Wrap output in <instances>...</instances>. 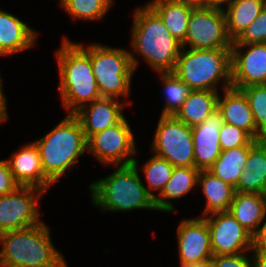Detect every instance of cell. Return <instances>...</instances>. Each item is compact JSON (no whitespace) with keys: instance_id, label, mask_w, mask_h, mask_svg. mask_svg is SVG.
Masks as SVG:
<instances>
[{"instance_id":"cell-17","label":"cell","mask_w":266,"mask_h":267,"mask_svg":"<svg viewBox=\"0 0 266 267\" xmlns=\"http://www.w3.org/2000/svg\"><path fill=\"white\" fill-rule=\"evenodd\" d=\"M7 161L15 181L20 186L37 187L46 192L54 183L44 174L40 152L32 142L14 151Z\"/></svg>"},{"instance_id":"cell-14","label":"cell","mask_w":266,"mask_h":267,"mask_svg":"<svg viewBox=\"0 0 266 267\" xmlns=\"http://www.w3.org/2000/svg\"><path fill=\"white\" fill-rule=\"evenodd\" d=\"M177 238L180 266L213 257L210 231L203 217L182 220Z\"/></svg>"},{"instance_id":"cell-16","label":"cell","mask_w":266,"mask_h":267,"mask_svg":"<svg viewBox=\"0 0 266 267\" xmlns=\"http://www.w3.org/2000/svg\"><path fill=\"white\" fill-rule=\"evenodd\" d=\"M222 124L221 113L216 110L204 122L191 127L195 167L200 171L208 170L222 152L219 143Z\"/></svg>"},{"instance_id":"cell-18","label":"cell","mask_w":266,"mask_h":267,"mask_svg":"<svg viewBox=\"0 0 266 267\" xmlns=\"http://www.w3.org/2000/svg\"><path fill=\"white\" fill-rule=\"evenodd\" d=\"M224 97L220 94L217 100V110L221 113L223 122L234 125L246 131L254 140L266 137L257 129L249 101L240 89L233 87L223 89Z\"/></svg>"},{"instance_id":"cell-28","label":"cell","mask_w":266,"mask_h":267,"mask_svg":"<svg viewBox=\"0 0 266 267\" xmlns=\"http://www.w3.org/2000/svg\"><path fill=\"white\" fill-rule=\"evenodd\" d=\"M159 74L160 80L164 84L163 94L166 98L161 115L174 116L193 89L173 72H159Z\"/></svg>"},{"instance_id":"cell-26","label":"cell","mask_w":266,"mask_h":267,"mask_svg":"<svg viewBox=\"0 0 266 267\" xmlns=\"http://www.w3.org/2000/svg\"><path fill=\"white\" fill-rule=\"evenodd\" d=\"M266 6V0H234L223 9L229 38L235 41L259 16Z\"/></svg>"},{"instance_id":"cell-31","label":"cell","mask_w":266,"mask_h":267,"mask_svg":"<svg viewBox=\"0 0 266 267\" xmlns=\"http://www.w3.org/2000/svg\"><path fill=\"white\" fill-rule=\"evenodd\" d=\"M246 95L257 129L266 137V84L241 89Z\"/></svg>"},{"instance_id":"cell-3","label":"cell","mask_w":266,"mask_h":267,"mask_svg":"<svg viewBox=\"0 0 266 267\" xmlns=\"http://www.w3.org/2000/svg\"><path fill=\"white\" fill-rule=\"evenodd\" d=\"M132 48L155 71L173 72L181 50L160 17L147 5L133 14Z\"/></svg>"},{"instance_id":"cell-8","label":"cell","mask_w":266,"mask_h":267,"mask_svg":"<svg viewBox=\"0 0 266 267\" xmlns=\"http://www.w3.org/2000/svg\"><path fill=\"white\" fill-rule=\"evenodd\" d=\"M152 152L174 167L195 166L192 129L174 116H160Z\"/></svg>"},{"instance_id":"cell-25","label":"cell","mask_w":266,"mask_h":267,"mask_svg":"<svg viewBox=\"0 0 266 267\" xmlns=\"http://www.w3.org/2000/svg\"><path fill=\"white\" fill-rule=\"evenodd\" d=\"M147 5L160 17L172 36L182 43L194 8L176 0H154Z\"/></svg>"},{"instance_id":"cell-15","label":"cell","mask_w":266,"mask_h":267,"mask_svg":"<svg viewBox=\"0 0 266 267\" xmlns=\"http://www.w3.org/2000/svg\"><path fill=\"white\" fill-rule=\"evenodd\" d=\"M127 103L115 98L101 97L84 105L73 115L79 120L87 140L94 134L119 123Z\"/></svg>"},{"instance_id":"cell-4","label":"cell","mask_w":266,"mask_h":267,"mask_svg":"<svg viewBox=\"0 0 266 267\" xmlns=\"http://www.w3.org/2000/svg\"><path fill=\"white\" fill-rule=\"evenodd\" d=\"M146 188L141 182L136 158L133 164L119 165L115 172L89 185L93 204L111 212L157 210Z\"/></svg>"},{"instance_id":"cell-20","label":"cell","mask_w":266,"mask_h":267,"mask_svg":"<svg viewBox=\"0 0 266 267\" xmlns=\"http://www.w3.org/2000/svg\"><path fill=\"white\" fill-rule=\"evenodd\" d=\"M235 191L266 195V138L250 148Z\"/></svg>"},{"instance_id":"cell-40","label":"cell","mask_w":266,"mask_h":267,"mask_svg":"<svg viewBox=\"0 0 266 267\" xmlns=\"http://www.w3.org/2000/svg\"><path fill=\"white\" fill-rule=\"evenodd\" d=\"M234 0H208V7L215 9H224L223 5H230ZM222 5V6H221ZM223 7V8H222Z\"/></svg>"},{"instance_id":"cell-10","label":"cell","mask_w":266,"mask_h":267,"mask_svg":"<svg viewBox=\"0 0 266 267\" xmlns=\"http://www.w3.org/2000/svg\"><path fill=\"white\" fill-rule=\"evenodd\" d=\"M126 119L124 117L119 123L92 135L87 140V152L103 165L116 167L133 164L135 158L130 155H134L137 151L136 142Z\"/></svg>"},{"instance_id":"cell-2","label":"cell","mask_w":266,"mask_h":267,"mask_svg":"<svg viewBox=\"0 0 266 267\" xmlns=\"http://www.w3.org/2000/svg\"><path fill=\"white\" fill-rule=\"evenodd\" d=\"M42 222L0 234V267H67Z\"/></svg>"},{"instance_id":"cell-27","label":"cell","mask_w":266,"mask_h":267,"mask_svg":"<svg viewBox=\"0 0 266 267\" xmlns=\"http://www.w3.org/2000/svg\"><path fill=\"white\" fill-rule=\"evenodd\" d=\"M252 146L253 145H246L222 150L219 157L208 171L235 188L240 174L244 170L248 152Z\"/></svg>"},{"instance_id":"cell-29","label":"cell","mask_w":266,"mask_h":267,"mask_svg":"<svg viewBox=\"0 0 266 267\" xmlns=\"http://www.w3.org/2000/svg\"><path fill=\"white\" fill-rule=\"evenodd\" d=\"M114 0H62L60 5L73 20H99L112 7Z\"/></svg>"},{"instance_id":"cell-1","label":"cell","mask_w":266,"mask_h":267,"mask_svg":"<svg viewBox=\"0 0 266 267\" xmlns=\"http://www.w3.org/2000/svg\"><path fill=\"white\" fill-rule=\"evenodd\" d=\"M56 51L59 71V93L68 114H74L84 105L101 98L90 63V45L62 39ZM88 102V103H87Z\"/></svg>"},{"instance_id":"cell-35","label":"cell","mask_w":266,"mask_h":267,"mask_svg":"<svg viewBox=\"0 0 266 267\" xmlns=\"http://www.w3.org/2000/svg\"><path fill=\"white\" fill-rule=\"evenodd\" d=\"M20 185L15 181L6 160H0V196L15 191Z\"/></svg>"},{"instance_id":"cell-34","label":"cell","mask_w":266,"mask_h":267,"mask_svg":"<svg viewBox=\"0 0 266 267\" xmlns=\"http://www.w3.org/2000/svg\"><path fill=\"white\" fill-rule=\"evenodd\" d=\"M245 253L213 256L214 267H253V260Z\"/></svg>"},{"instance_id":"cell-24","label":"cell","mask_w":266,"mask_h":267,"mask_svg":"<svg viewBox=\"0 0 266 267\" xmlns=\"http://www.w3.org/2000/svg\"><path fill=\"white\" fill-rule=\"evenodd\" d=\"M218 96V91L193 90L174 117L189 127L199 125L217 110Z\"/></svg>"},{"instance_id":"cell-22","label":"cell","mask_w":266,"mask_h":267,"mask_svg":"<svg viewBox=\"0 0 266 267\" xmlns=\"http://www.w3.org/2000/svg\"><path fill=\"white\" fill-rule=\"evenodd\" d=\"M200 170L193 167H174L170 180L161 193L154 198L158 211L174 212L176 209L169 199H180L198 184ZM169 202H168V201Z\"/></svg>"},{"instance_id":"cell-41","label":"cell","mask_w":266,"mask_h":267,"mask_svg":"<svg viewBox=\"0 0 266 267\" xmlns=\"http://www.w3.org/2000/svg\"><path fill=\"white\" fill-rule=\"evenodd\" d=\"M180 267H214L213 266V257L195 263H190L186 265H181Z\"/></svg>"},{"instance_id":"cell-21","label":"cell","mask_w":266,"mask_h":267,"mask_svg":"<svg viewBox=\"0 0 266 267\" xmlns=\"http://www.w3.org/2000/svg\"><path fill=\"white\" fill-rule=\"evenodd\" d=\"M228 212L253 236L266 217V195L235 192Z\"/></svg>"},{"instance_id":"cell-36","label":"cell","mask_w":266,"mask_h":267,"mask_svg":"<svg viewBox=\"0 0 266 267\" xmlns=\"http://www.w3.org/2000/svg\"><path fill=\"white\" fill-rule=\"evenodd\" d=\"M261 225L257 232L252 236V250L250 252L266 253V220Z\"/></svg>"},{"instance_id":"cell-9","label":"cell","mask_w":266,"mask_h":267,"mask_svg":"<svg viewBox=\"0 0 266 267\" xmlns=\"http://www.w3.org/2000/svg\"><path fill=\"white\" fill-rule=\"evenodd\" d=\"M233 41L226 29L223 9L194 8L181 47L190 49H231Z\"/></svg>"},{"instance_id":"cell-37","label":"cell","mask_w":266,"mask_h":267,"mask_svg":"<svg viewBox=\"0 0 266 267\" xmlns=\"http://www.w3.org/2000/svg\"><path fill=\"white\" fill-rule=\"evenodd\" d=\"M6 101L7 100L5 98V94L3 93L2 80L0 76V123L7 120L8 112L6 110Z\"/></svg>"},{"instance_id":"cell-32","label":"cell","mask_w":266,"mask_h":267,"mask_svg":"<svg viewBox=\"0 0 266 267\" xmlns=\"http://www.w3.org/2000/svg\"><path fill=\"white\" fill-rule=\"evenodd\" d=\"M256 142L246 131L234 125L223 122L220 128L219 143L222 150L254 145Z\"/></svg>"},{"instance_id":"cell-38","label":"cell","mask_w":266,"mask_h":267,"mask_svg":"<svg viewBox=\"0 0 266 267\" xmlns=\"http://www.w3.org/2000/svg\"><path fill=\"white\" fill-rule=\"evenodd\" d=\"M253 267H266V253L265 252H253Z\"/></svg>"},{"instance_id":"cell-39","label":"cell","mask_w":266,"mask_h":267,"mask_svg":"<svg viewBox=\"0 0 266 267\" xmlns=\"http://www.w3.org/2000/svg\"><path fill=\"white\" fill-rule=\"evenodd\" d=\"M183 2L193 8H207L208 0H176Z\"/></svg>"},{"instance_id":"cell-6","label":"cell","mask_w":266,"mask_h":267,"mask_svg":"<svg viewBox=\"0 0 266 267\" xmlns=\"http://www.w3.org/2000/svg\"><path fill=\"white\" fill-rule=\"evenodd\" d=\"M173 73L193 90L218 91L231 87V49H188L181 48Z\"/></svg>"},{"instance_id":"cell-19","label":"cell","mask_w":266,"mask_h":267,"mask_svg":"<svg viewBox=\"0 0 266 267\" xmlns=\"http://www.w3.org/2000/svg\"><path fill=\"white\" fill-rule=\"evenodd\" d=\"M37 33L18 17L0 9V56L12 55L35 45Z\"/></svg>"},{"instance_id":"cell-11","label":"cell","mask_w":266,"mask_h":267,"mask_svg":"<svg viewBox=\"0 0 266 267\" xmlns=\"http://www.w3.org/2000/svg\"><path fill=\"white\" fill-rule=\"evenodd\" d=\"M44 193L37 187L19 186L15 191L0 196V234L40 223L37 206Z\"/></svg>"},{"instance_id":"cell-33","label":"cell","mask_w":266,"mask_h":267,"mask_svg":"<svg viewBox=\"0 0 266 267\" xmlns=\"http://www.w3.org/2000/svg\"><path fill=\"white\" fill-rule=\"evenodd\" d=\"M266 43V6L232 44Z\"/></svg>"},{"instance_id":"cell-7","label":"cell","mask_w":266,"mask_h":267,"mask_svg":"<svg viewBox=\"0 0 266 267\" xmlns=\"http://www.w3.org/2000/svg\"><path fill=\"white\" fill-rule=\"evenodd\" d=\"M126 49L111 48L100 44L90 45V63L101 97H128L138 60Z\"/></svg>"},{"instance_id":"cell-13","label":"cell","mask_w":266,"mask_h":267,"mask_svg":"<svg viewBox=\"0 0 266 267\" xmlns=\"http://www.w3.org/2000/svg\"><path fill=\"white\" fill-rule=\"evenodd\" d=\"M231 78V87L240 90L266 84V43L232 44Z\"/></svg>"},{"instance_id":"cell-30","label":"cell","mask_w":266,"mask_h":267,"mask_svg":"<svg viewBox=\"0 0 266 267\" xmlns=\"http://www.w3.org/2000/svg\"><path fill=\"white\" fill-rule=\"evenodd\" d=\"M143 174L147 181V191L155 198L153 191H158L160 194L166 183L170 180L174 166L161 157L153 156L143 164Z\"/></svg>"},{"instance_id":"cell-23","label":"cell","mask_w":266,"mask_h":267,"mask_svg":"<svg viewBox=\"0 0 266 267\" xmlns=\"http://www.w3.org/2000/svg\"><path fill=\"white\" fill-rule=\"evenodd\" d=\"M197 185L201 186L206 198L203 217L229 210L236 192L232 185L225 183L208 170L200 171Z\"/></svg>"},{"instance_id":"cell-12","label":"cell","mask_w":266,"mask_h":267,"mask_svg":"<svg viewBox=\"0 0 266 267\" xmlns=\"http://www.w3.org/2000/svg\"><path fill=\"white\" fill-rule=\"evenodd\" d=\"M203 218L210 231L213 256L236 255L252 250V235L228 211Z\"/></svg>"},{"instance_id":"cell-5","label":"cell","mask_w":266,"mask_h":267,"mask_svg":"<svg viewBox=\"0 0 266 267\" xmlns=\"http://www.w3.org/2000/svg\"><path fill=\"white\" fill-rule=\"evenodd\" d=\"M40 152L44 174L53 182L74 168L87 152V138L79 120L67 114L52 130L34 142Z\"/></svg>"}]
</instances>
